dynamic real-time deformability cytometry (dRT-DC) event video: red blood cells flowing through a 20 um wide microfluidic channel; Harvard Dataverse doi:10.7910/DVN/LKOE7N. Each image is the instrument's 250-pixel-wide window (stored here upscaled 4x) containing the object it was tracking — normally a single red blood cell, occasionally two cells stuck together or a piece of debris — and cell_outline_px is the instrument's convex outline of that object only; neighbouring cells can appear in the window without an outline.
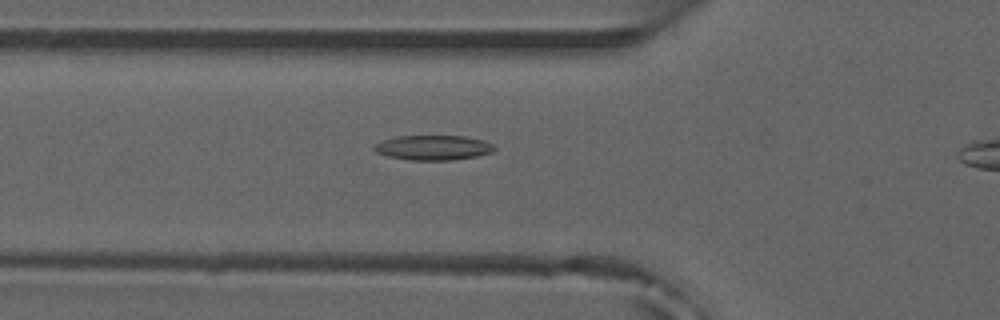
{"species": "common noctule bat (a hibernating species)", "species_latin": "Nyctalus noctula", "temperature_condition": "room temperature", "stored_images_in_passage": 10, "camera_frame_rate_fps": 3000, "um_per_image_px": 0.085, "animal": {"sex": "male", "forearm_length_mm": 52.5}, "frame": {"image": 1, "passage_image": 3, "time_ms": 0.667, "image_size_px": [1000, 320], "cell_outline_px": [[496, 148], [492, 152], [476, 156], [452, 160], [408, 160], [388, 156], [376, 152], [372, 148], [380, 140], [396, 136], [464, 136], [484, 140], [492, 144]], "centroid_in_image_um": [36.8, 12.54], "position_along_channel_um": 89.0, "area_um2": 17.46}}
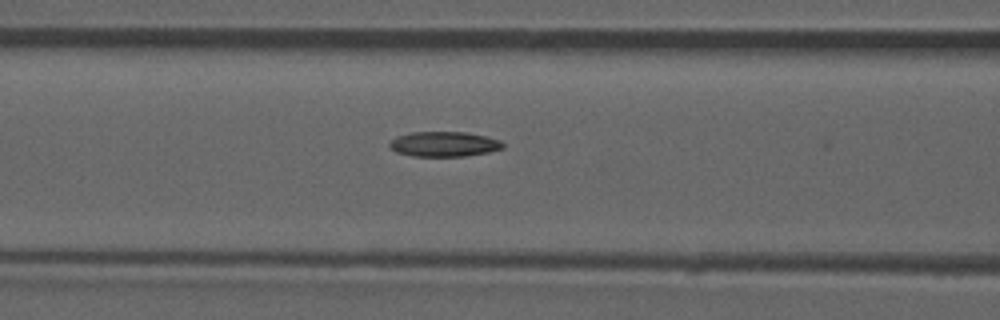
{"frame": {"image": 2, "passage_image": 6, "time_ms": 1.667, "image_size_px": [1000, 320], "cell_outline_px": [[504, 148], [488, 152], [464, 156], [412, 156], [396, 152], [388, 144], [396, 136], [412, 132], [464, 132], [484, 136], [500, 140], [504, 144]], "centroid_in_image_um": [37.74, 12.25], "position_along_channel_um": 128.9, "area_um2": 16.42}}